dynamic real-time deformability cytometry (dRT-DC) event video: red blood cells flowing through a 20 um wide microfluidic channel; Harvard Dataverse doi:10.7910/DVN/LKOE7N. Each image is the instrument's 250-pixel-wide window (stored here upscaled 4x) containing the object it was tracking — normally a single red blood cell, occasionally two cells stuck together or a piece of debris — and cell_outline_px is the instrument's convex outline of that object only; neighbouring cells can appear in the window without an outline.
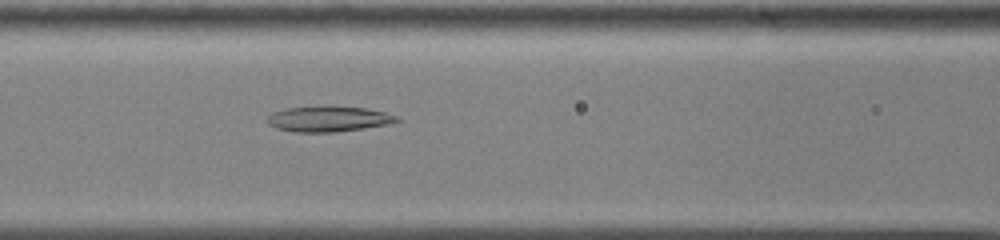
{"species": "common noctule bat (a hibernating species)", "species_latin": "Nyctalus noctula", "temperature_condition": "cold", "stored_images_in_passage": 59, "camera_frame_rate_fps": 3000, "um_per_image_px": 0.085, "animal": {"sex": "male", "body_mass_g": 13.0, "forearm_length_mm": 53.1}, "frame": {"image": 1, "passage_image": 27, "time_ms": 8.667, "image_size_px": [1000, 240], "cell_outline_px": [[400, 120], [388, 124], [364, 128], [336, 132], [296, 132], [276, 128], [268, 124], [268, 116], [272, 112], [284, 108], [328, 104], [368, 108], [384, 112], [396, 116]], "centroid_in_image_um": [27.89, 10.07], "position_along_channel_um": 138.7, "area_um2": 19.77}}
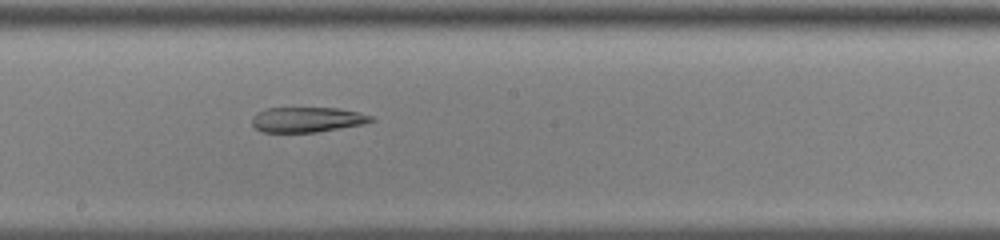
{"frame": {"image": 2, "passage_image": 34, "time_ms": 11.0, "image_size_px": [1000, 240], "cell_outline_px": [[376, 120], [364, 124], [316, 132], [264, 132], [256, 128], [252, 124], [252, 116], [256, 112], [268, 108], [340, 108], [372, 116]], "centroid_in_image_um": [26.1, 10.16], "position_along_channel_um": 222.1, "area_um2": 17.4}}
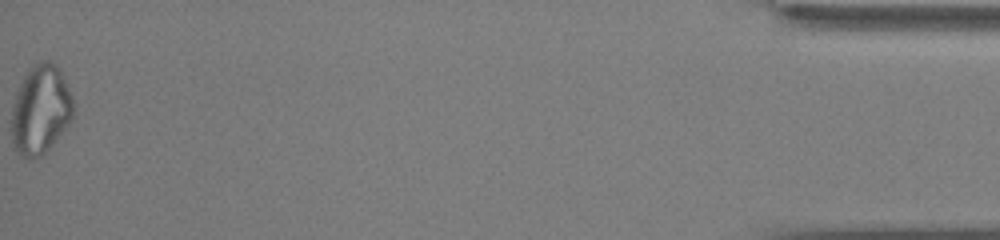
{"frame": {"image": 3, "passage_image": 59, "time_ms": 19.333, "image_size_px": [1000, 240], "cell_outline_px": [[72, 120], [52, 144], [40, 156], [28, 160], [20, 156], [12, 148], [12, 104], [16, 92], [28, 68], [40, 60], [52, 60], [56, 64], [72, 96]], "centroid_in_image_um": [3.41, 9.33], "position_along_channel_um": 431.8, "area_um2": 32.14}, "authors_computed_cell_mechanics": {"area_um2": 25.3742, "velocity_mm_per_s": 3.5874, "shape_relaxation_time_tau1_ms": null, "shape_relaxation_time_tau2_ms": 4.6363, "deformation_change_tau1": null, "deformation_change_tau2": 0.129}}